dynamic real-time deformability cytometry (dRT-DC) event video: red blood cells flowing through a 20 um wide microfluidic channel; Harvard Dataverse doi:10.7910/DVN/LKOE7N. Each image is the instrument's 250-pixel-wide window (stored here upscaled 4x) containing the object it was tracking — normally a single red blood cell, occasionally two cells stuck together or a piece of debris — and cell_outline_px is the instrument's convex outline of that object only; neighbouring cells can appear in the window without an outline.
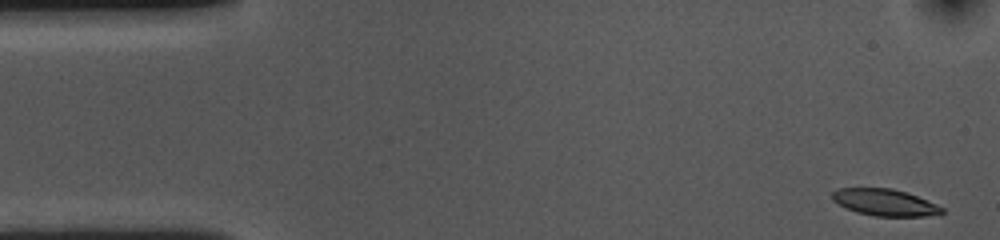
{"species": "common noctule bat (a hibernating species)", "species_latin": "Nyctalus noctula", "temperature_condition": "cold", "stored_images_in_passage": 53, "camera_frame_rate_fps": 3000, "um_per_image_px": 0.085, "animal": {"sex": "female", "body_mass_g": 10.0, "forearm_length_mm": 53.1}, "frame": {"image": 1, "passage_image": 1, "time_ms": 0.0, "image_size_px": [1000, 240], "cell_outline_px": [[944, 212], [940, 216], [876, 216], [856, 212], [844, 208], [832, 200], [832, 192], [840, 188], [892, 188], [908, 192], [936, 204], [944, 208]], "centroid_in_image_um": [75.24, 17.21], "position_along_channel_um": 9.8, "area_um2": 17.34}}
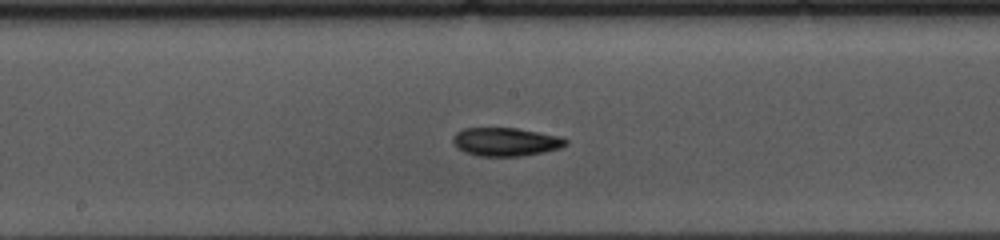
{"frame": {"image": 2, "passage_image": 26, "time_ms": 8.333, "image_size_px": [1000, 240], "cell_outline_px": [[568, 144], [560, 148], [544, 152], [520, 156], [480, 156], [464, 152], [452, 140], [456, 132], [464, 128], [516, 128], [560, 136], [568, 140]], "centroid_in_image_um": [43.02, 12.05], "position_along_channel_um": 205.2, "area_um2": 18.55}}
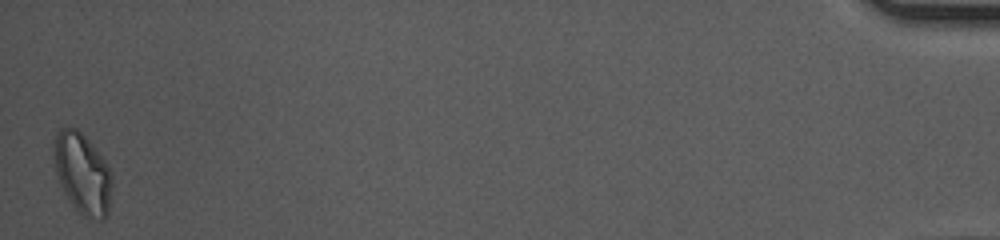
{"frame": {"image": 3, "passage_image": 53, "time_ms": 17.333, "image_size_px": [1000, 240], "cell_outline_px": [[112, 188], [108, 212], [104, 220], [100, 220], [84, 216], [72, 204], [64, 192], [60, 184], [56, 172], [52, 148], [52, 144], [56, 132], [60, 128], [76, 128], [92, 144], [108, 164], [112, 172]], "centroid_in_image_um": [7.01, 14.73], "position_along_channel_um": 428.2, "area_um2": 27.51}, "authors_computed_cell_mechanics": {"area_um2": 18.5538, "velocity_mm_per_s": 3.5804, "shape_relaxation_time_tau1_ms": 10.1716, "shape_relaxation_time_tau2_ms": 6.8131, "deformation_change_tau1": 0.2223, "deformation_change_tau2": 0.1236}}